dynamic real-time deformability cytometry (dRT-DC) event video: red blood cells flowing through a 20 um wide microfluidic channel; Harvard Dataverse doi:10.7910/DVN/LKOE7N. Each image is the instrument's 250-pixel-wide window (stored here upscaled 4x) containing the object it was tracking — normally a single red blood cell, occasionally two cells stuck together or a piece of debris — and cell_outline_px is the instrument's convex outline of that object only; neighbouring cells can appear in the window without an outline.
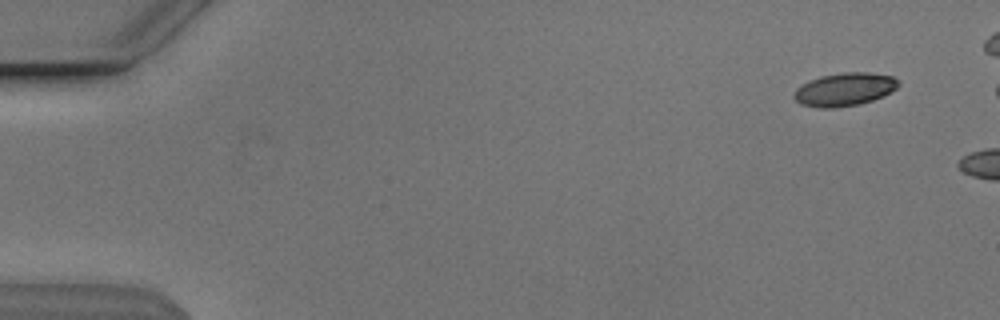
{"species": "Egyptian fruit bat (a non-hibernating species)", "species_latin": "Rousettus aegyptiacus", "temperature_condition": "cold", "stored_images_in_passage": 5, "camera_frame_rate_fps": 3000, "um_per_image_px": 0.085, "animal": {"sex": "male"}, "frame": {"image": 1, "passage_image": 1, "time_ms": 0.0, "image_size_px": [1000, 320], "cell_outline_px": [[900, 84], [896, 88], [884, 96], [860, 104], [836, 108], [816, 108], [800, 104], [792, 96], [796, 88], [820, 76], [844, 72], [868, 72], [892, 76], [900, 80]], "centroid_in_image_um": [71.8, 7.61], "position_along_channel_um": 13.2, "area_um2": 20.29}}